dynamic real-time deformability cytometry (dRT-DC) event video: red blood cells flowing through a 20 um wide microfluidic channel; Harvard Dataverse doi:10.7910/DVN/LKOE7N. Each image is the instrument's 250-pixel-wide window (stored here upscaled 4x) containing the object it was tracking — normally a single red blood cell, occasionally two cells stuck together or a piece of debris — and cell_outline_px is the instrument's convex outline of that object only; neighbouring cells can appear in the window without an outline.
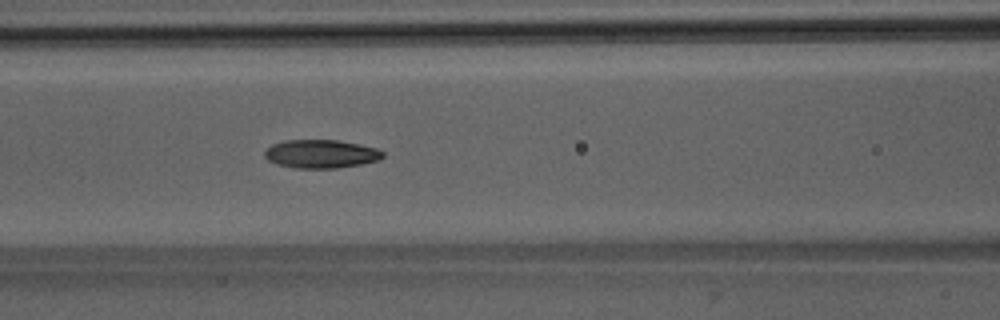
{"species": "Egyptian fruit bat (a non-hibernating species)", "species_latin": "Rousettus aegyptiacus", "temperature_condition": "room temperature", "stored_images_in_passage": 35, "camera_frame_rate_fps": 3000, "um_per_image_px": 0.085, "animal": {"sex": "male"}, "frame": {"image": 1, "passage_image": 6, "time_ms": 1.667, "image_size_px": [1000, 320], "cell_outline_px": [[384, 156], [380, 160], [360, 164], [336, 168], [296, 168], [276, 164], [268, 160], [264, 156], [264, 152], [272, 144], [284, 140], [336, 140], [376, 148], [384, 152]], "centroid_in_image_um": [27.26, 13.08], "position_along_channel_um": 139.3, "area_um2": 19.48}}
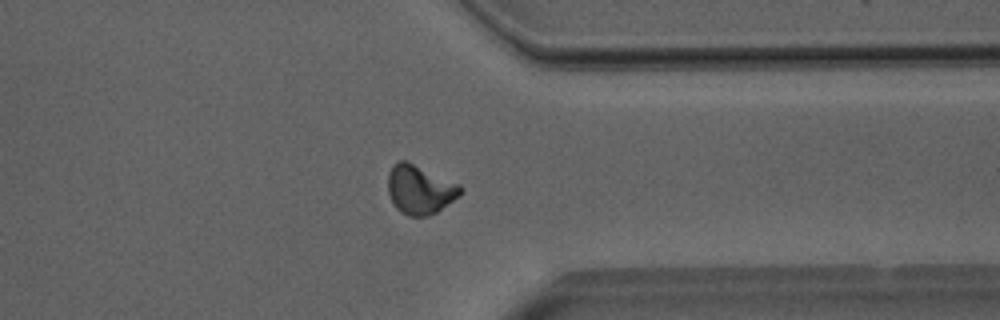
{"frame": {"image": 2, "passage_image": 24, "time_ms": 7.667, "image_size_px": [1000, 320], "cell_outline_px": [[464, 192], [460, 196], [436, 212], [428, 216], [408, 216], [400, 212], [396, 208], [388, 192], [388, 172], [392, 164], [396, 160], [408, 160], [460, 184], [464, 188]], "centroid_in_image_um": [35.7, 16.08], "position_along_channel_um": 375.7, "area_um2": 21.15}}
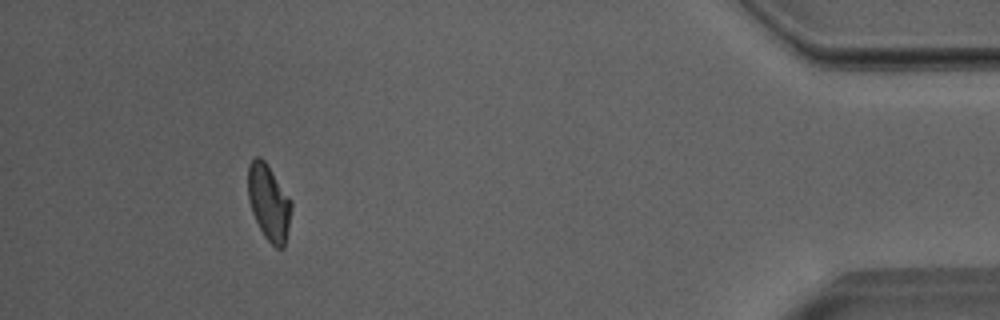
{"frame": {"image": 3, "passage_image": 31, "time_ms": 10.0, "image_size_px": [1000, 320], "cell_outline_px": [[292, 208], [284, 248], [276, 248], [264, 236], [252, 212], [248, 200], [248, 164], [256, 156], [260, 156], [264, 160], [292, 200]], "centroid_in_image_um": [22.85, 17.2], "position_along_channel_um": 412.4, "area_um2": 19.13}, "authors_computed_cell_mechanics": {"area_um2": 19.4786, "velocity_mm_per_s": 3.9993, "shape_relaxation_time_tau1_ms": 7.3533, "shape_relaxation_time_tau2_ms": 2.8647, "deformation_change_tau1": 0.1573, "deformation_change_tau2": 0.0824}}